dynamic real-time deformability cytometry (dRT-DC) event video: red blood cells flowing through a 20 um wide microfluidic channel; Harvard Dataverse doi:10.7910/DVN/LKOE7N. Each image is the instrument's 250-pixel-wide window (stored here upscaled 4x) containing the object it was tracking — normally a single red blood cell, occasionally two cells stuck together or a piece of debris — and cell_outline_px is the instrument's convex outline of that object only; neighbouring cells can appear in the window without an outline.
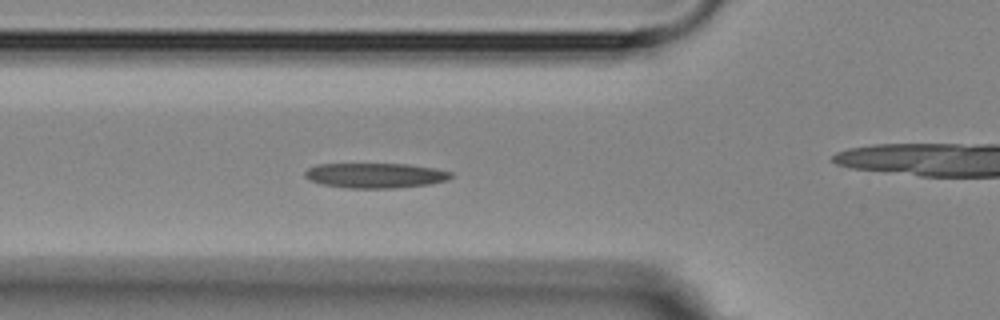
{"species": "Egyptian fruit bat (a non-hibernating species)", "species_latin": "Rousettus aegyptiacus", "temperature_condition": "room temperature", "stored_images_in_passage": 4, "camera_frame_rate_fps": 3000, "um_per_image_px": 0.085, "animal": {"sex": "female"}, "frame": {"image": 1, "passage_image": 3, "time_ms": 2.333, "image_size_px": [1000, 320], "cell_outline_px": [[452, 176], [448, 180], [432, 184], [396, 188], [348, 188], [324, 184], [308, 180], [304, 176], [304, 172], [308, 168], [316, 164], [408, 164], [436, 168], [452, 172]], "centroid_in_image_um": [31.93, 14.91], "position_along_channel_um": 93.9, "area_um2": 21.44}}